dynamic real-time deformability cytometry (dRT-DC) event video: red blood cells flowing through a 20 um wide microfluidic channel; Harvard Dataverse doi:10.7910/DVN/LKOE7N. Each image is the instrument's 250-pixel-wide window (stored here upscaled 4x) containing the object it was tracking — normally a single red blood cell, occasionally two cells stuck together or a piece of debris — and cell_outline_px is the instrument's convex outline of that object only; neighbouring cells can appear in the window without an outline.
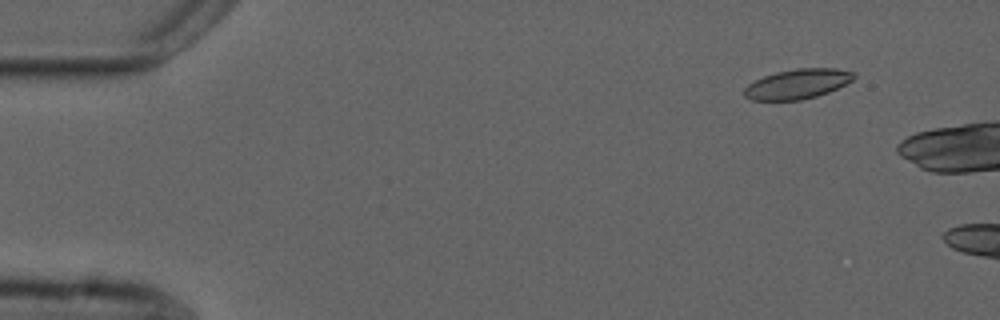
{"species": "common noctule bat (a hibernating species)", "species_latin": "Nyctalus noctula", "temperature_condition": "cold", "stored_images_in_passage": 3, "camera_frame_rate_fps": 3000, "um_per_image_px": 0.085, "animal": {"sex": "male", "forearm_length_mm": 52.5}, "frame": {"image": 1, "passage_image": 2, "time_ms": 1.0, "image_size_px": [1000, 320], "cell_outline_px": [[856, 76], [852, 80], [828, 92], [816, 96], [800, 100], [752, 100], [744, 96], [744, 88], [748, 84], [764, 76], [776, 72], [796, 68], [836, 68], [852, 72]], "centroid_in_image_um": [67.76, 7.13], "position_along_channel_um": 17.2, "area_um2": 18.84}}